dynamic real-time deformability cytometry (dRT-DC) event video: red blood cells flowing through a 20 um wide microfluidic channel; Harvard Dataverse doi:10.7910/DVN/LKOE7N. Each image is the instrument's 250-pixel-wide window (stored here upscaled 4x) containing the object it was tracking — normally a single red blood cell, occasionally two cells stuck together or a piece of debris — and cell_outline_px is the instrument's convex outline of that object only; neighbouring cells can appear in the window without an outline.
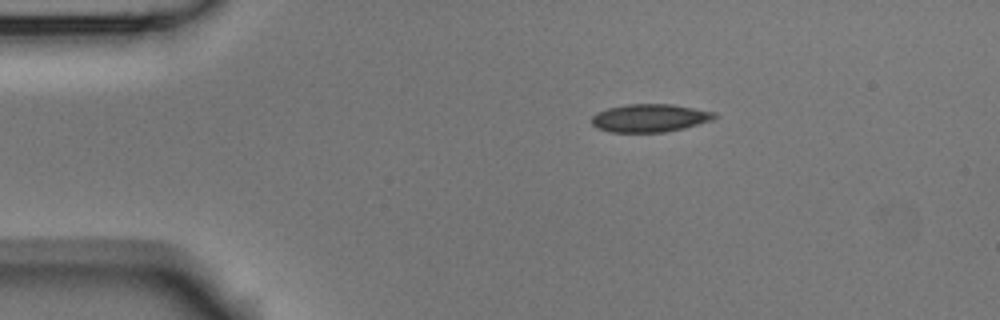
{"species": "Egyptian fruit bat (a non-hibernating species)", "species_latin": "Rousettus aegyptiacus", "temperature_condition": "room temperature", "stored_images_in_passage": 4, "camera_frame_rate_fps": 3000, "um_per_image_px": 0.085, "animal": {"sex": "male"}, "frame": {"image": 1, "passage_image": 2, "time_ms": 0.333, "image_size_px": [1000, 320], "cell_outline_px": [[720, 116], [712, 120], [684, 128], [664, 132], [612, 132], [596, 128], [592, 124], [592, 116], [608, 108], [628, 104], [672, 104], [716, 112]], "centroid_in_image_um": [55.28, 10.03], "position_along_channel_um": 29.7, "area_um2": 20.0}}